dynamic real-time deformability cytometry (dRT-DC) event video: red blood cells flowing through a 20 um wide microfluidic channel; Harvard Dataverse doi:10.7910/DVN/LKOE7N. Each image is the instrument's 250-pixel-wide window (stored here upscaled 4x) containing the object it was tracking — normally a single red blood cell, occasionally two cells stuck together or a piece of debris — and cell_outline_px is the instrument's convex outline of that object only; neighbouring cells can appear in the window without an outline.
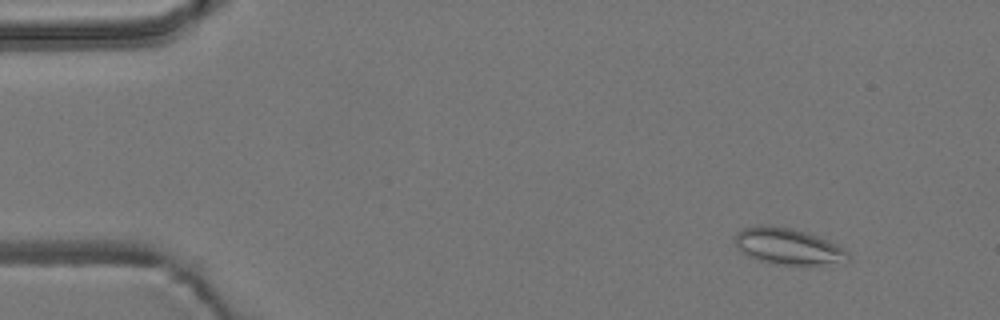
{"species": "common noctule bat (a hibernating species)", "species_latin": "Nyctalus noctula", "temperature_condition": "room temperature", "stored_images_in_passage": 55, "camera_frame_rate_fps": 3000, "um_per_image_px": 0.085, "animal": {"sex": "male", "body_mass_g": 19.2, "forearm_length_mm": 51.8}, "frame": {"image": 1, "passage_image": 5, "time_ms": 1.333, "image_size_px": [1000, 320], "cell_outline_px": [[848, 260], [844, 264], [772, 264], [756, 260], [740, 252], [736, 244], [736, 232], [740, 228], [788, 228], [804, 232], [828, 240], [844, 248], [848, 252]], "centroid_in_image_um": [67.03, 21.0], "position_along_channel_um": 18.0, "area_um2": 23.29}}
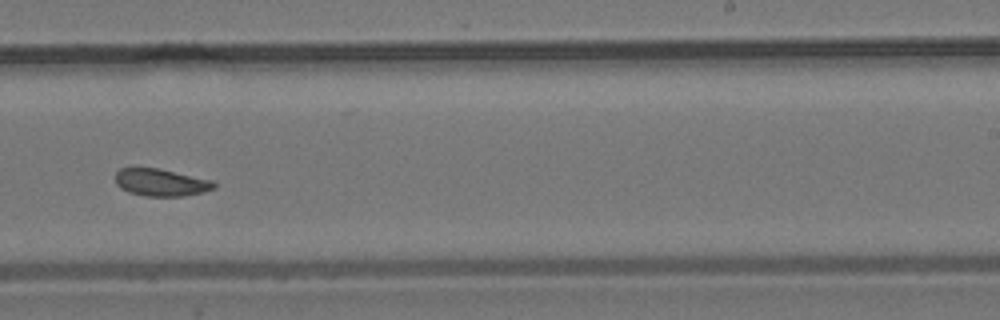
{"frame": {"image": 2, "passage_image": 34, "time_ms": 11.0, "image_size_px": [1000, 320], "cell_outline_px": [[216, 188], [204, 192], [184, 196], [144, 196], [128, 192], [120, 188], [116, 184], [116, 172], [120, 168], [160, 168], [212, 180], [216, 184]], "centroid_in_image_um": [13.69, 15.51], "position_along_channel_um": 275.3, "area_um2": 15.84}}
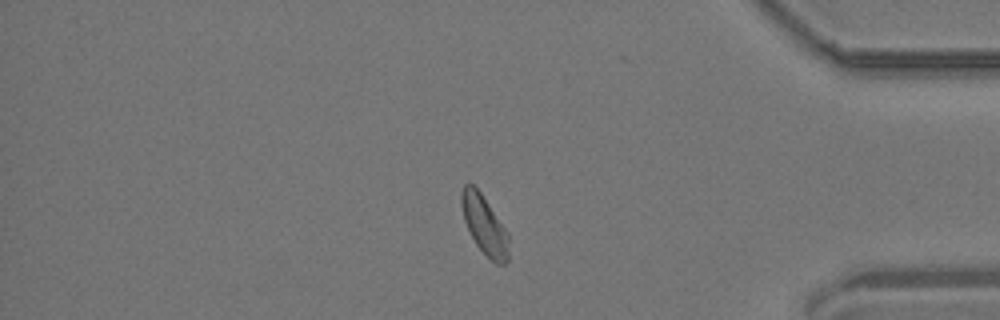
{"frame": {"image": 3, "passage_image": 46, "time_ms": 15.0, "image_size_px": [1000, 320], "cell_outline_px": [[508, 260], [504, 264], [496, 264], [476, 244], [464, 220], [460, 204], [460, 196], [464, 184], [472, 184], [480, 192], [508, 232]], "centroid_in_image_um": [41.17, 19.11], "position_along_channel_um": 394.0, "area_um2": 15.9}, "authors_computed_cell_mechanics": {"area_um2": 16.6464, "velocity_mm_per_s": 3.7074, "shape_relaxation_time_tau1_ms": null, "shape_relaxation_time_tau2_ms": 1.0647, "deformation_change_tau1": null, "deformation_change_tau2": 0.0647}}